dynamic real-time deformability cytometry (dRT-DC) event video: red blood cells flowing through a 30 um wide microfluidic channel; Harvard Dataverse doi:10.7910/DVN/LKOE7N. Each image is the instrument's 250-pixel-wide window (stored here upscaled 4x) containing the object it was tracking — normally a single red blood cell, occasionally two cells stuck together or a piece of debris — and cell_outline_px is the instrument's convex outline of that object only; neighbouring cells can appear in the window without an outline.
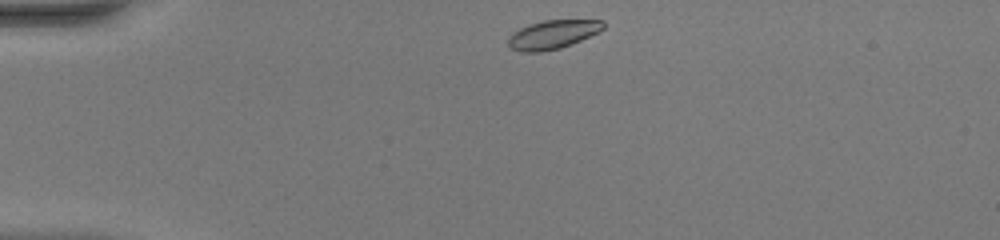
{"species": "common noctule bat (a hibernating species)", "species_latin": "Nyctalus noctula", "temperature_condition": "warm", "stored_images_in_passage": 40, "camera_frame_rate_fps": 3000, "um_per_image_px": 0.085, "animal": {"sex": "female", "body_mass_g": 20.0, "forearm_length_mm": 54.0}, "frame": {"image": 1, "passage_image": 1, "time_ms": 0.0, "image_size_px": [1000, 240], "cell_outline_px": [[604, 28], [600, 32], [572, 44], [560, 48], [540, 52], [520, 52], [512, 48], [508, 44], [508, 36], [512, 32], [528, 24], [544, 20], [604, 20]], "centroid_in_image_um": [46.98, 2.93], "position_along_channel_um": 38.0, "area_um2": 16.07}}
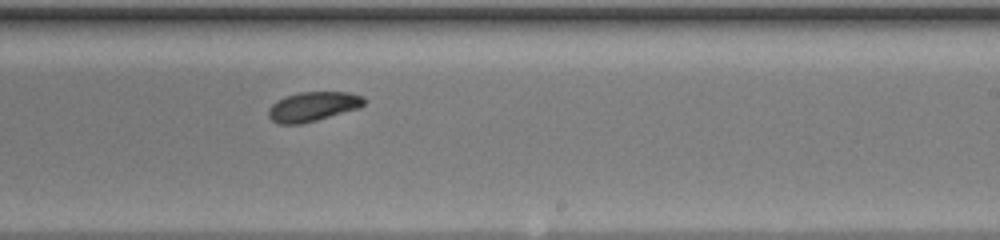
{"frame": {"image": 2, "passage_image": 21, "time_ms": 6.667, "image_size_px": [1000, 240], "cell_outline_px": [[364, 104], [360, 108], [316, 120], [300, 124], [276, 124], [268, 116], [268, 108], [276, 100], [284, 96], [300, 92], [348, 92], [364, 96]], "centroid_in_image_um": [26.57, 9.05], "position_along_channel_um": 262.4, "area_um2": 16.53}}
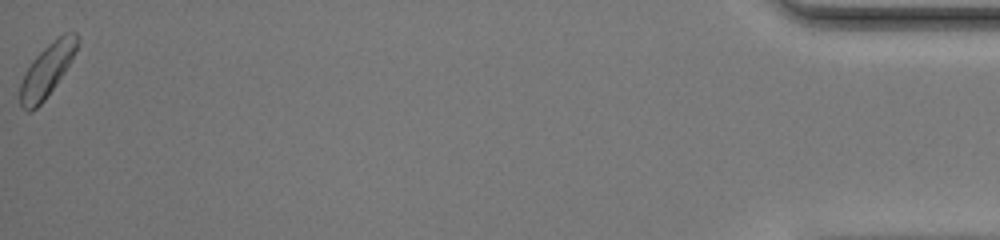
{"frame": {"image": 3, "passage_image": 40, "time_ms": 13.0, "image_size_px": [1000, 240], "cell_outline_px": [[76, 48], [64, 72], [44, 100], [32, 112], [28, 112], [20, 104], [20, 84], [24, 72], [32, 60], [48, 44], [64, 32], [76, 32]], "centroid_in_image_um": [3.94, 6.0], "position_along_channel_um": 431.3, "area_um2": 17.05}, "authors_computed_cell_mechanics": {"area_um2": 16.6175, "velocity_mm_per_s": 4.1125, "shape_relaxation_time_tau1_ms": 2.4757, "shape_relaxation_time_tau2_ms": 4.0829, "deformation_change_tau1": 0.0882, "deformation_change_tau2": 0.0764}}